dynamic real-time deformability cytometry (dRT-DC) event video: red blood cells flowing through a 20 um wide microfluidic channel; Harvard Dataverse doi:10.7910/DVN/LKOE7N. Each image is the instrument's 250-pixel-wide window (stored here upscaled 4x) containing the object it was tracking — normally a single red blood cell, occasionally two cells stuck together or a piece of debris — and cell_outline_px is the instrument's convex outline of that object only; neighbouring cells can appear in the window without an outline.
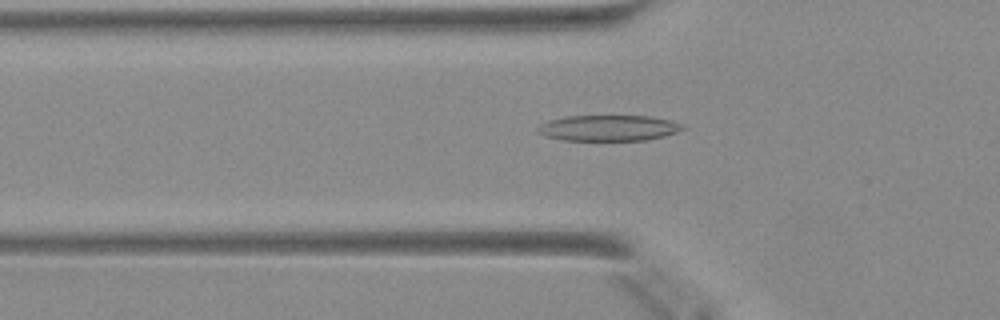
{"species": "Egyptian fruit bat (a non-hibernating species)", "species_latin": "Rousettus aegyptiacus", "temperature_condition": "warm", "stored_images_in_passage": 43, "camera_frame_rate_fps": 3000, "um_per_image_px": 0.085, "animal": {"sex": "female"}, "frame": {"image": 1, "passage_image": 11, "time_ms": 3.333, "image_size_px": [1000, 320], "cell_outline_px": [[684, 128], [676, 132], [664, 136], [644, 140], [564, 140], [548, 136], [536, 132], [536, 128], [540, 124], [548, 120], [568, 116], [648, 116], [672, 120], [684, 124]], "centroid_in_image_um": [51.73, 10.87], "position_along_channel_um": 74.1, "area_um2": 21.73}}
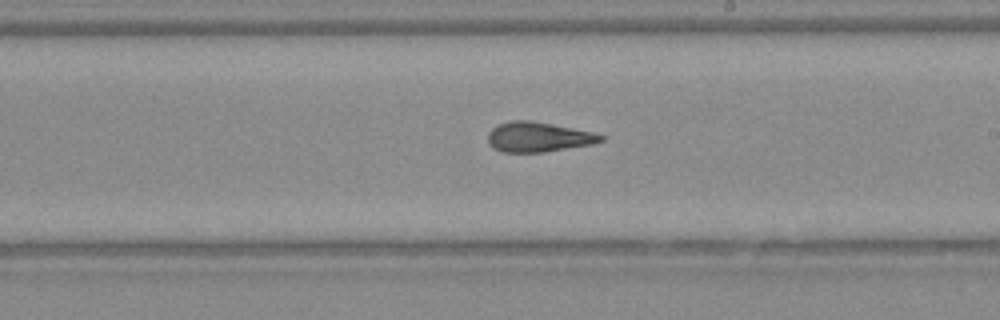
{"frame": {"image": 2, "passage_image": 23, "time_ms": 7.333, "image_size_px": [1000, 320], "cell_outline_px": [[604, 140], [592, 144], [544, 152], [504, 152], [492, 148], [488, 144], [488, 132], [492, 128], [508, 120], [528, 120], [552, 124], [592, 132], [604, 136]], "centroid_in_image_um": [45.71, 11.64], "position_along_channel_um": 243.3, "area_um2": 19.59}}
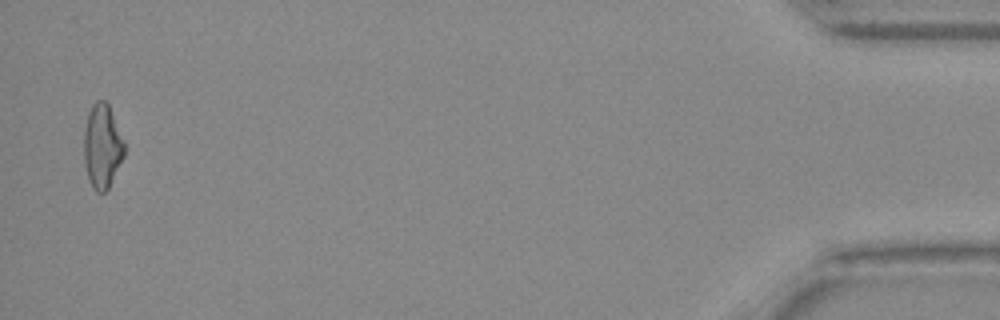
{"frame": {"image": 3, "passage_image": 42, "time_ms": 13.667, "image_size_px": [1000, 320], "cell_outline_px": [[124, 156], [108, 188], [104, 192], [96, 192], [88, 180], [84, 160], [84, 132], [88, 112], [92, 104], [96, 100], [104, 100], [108, 104], [124, 144]], "centroid_in_image_um": [8.66, 12.44], "position_along_channel_um": 426.5, "area_um2": 19.48}}